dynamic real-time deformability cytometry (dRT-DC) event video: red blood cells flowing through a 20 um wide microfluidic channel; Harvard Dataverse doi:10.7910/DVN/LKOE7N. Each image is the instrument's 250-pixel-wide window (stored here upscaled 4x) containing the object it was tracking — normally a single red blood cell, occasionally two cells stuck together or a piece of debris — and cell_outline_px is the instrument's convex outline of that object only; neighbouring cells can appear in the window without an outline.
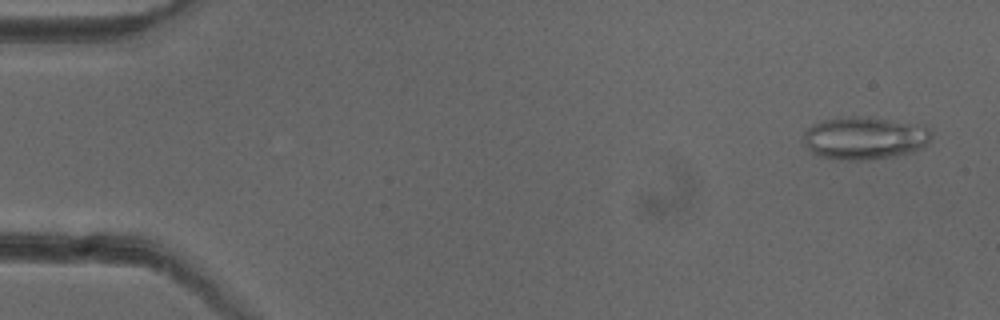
{"species": "common noctule bat (a hibernating species)", "species_latin": "Nyctalus noctula", "temperature_condition": "cold", "stored_images_in_passage": 52, "camera_frame_rate_fps": 3000, "um_per_image_px": 0.085, "animal": {"sex": "female"}, "frame": {"image": 1, "passage_image": 3, "time_ms": 0.667, "image_size_px": [1000, 320], "cell_outline_px": [[932, 136], [920, 148], [912, 152], [892, 156], [864, 160], [848, 160], [816, 156], [804, 144], [804, 132], [808, 128], [820, 120], [848, 116], [868, 116], [924, 124], [932, 132]], "centroid_in_image_um": [73.49, 11.71], "position_along_channel_um": 11.5, "area_um2": 32.14}}
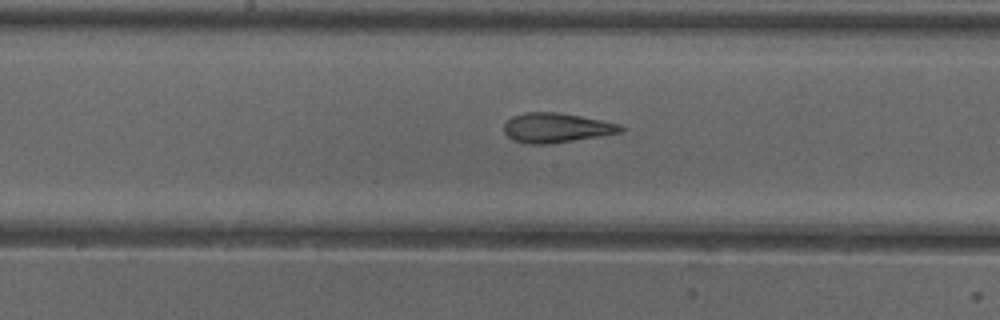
{"frame": {"image": 2, "passage_image": 27, "time_ms": 8.667, "image_size_px": [1000, 320], "cell_outline_px": [[624, 132], [548, 144], [524, 144], [512, 140], [504, 132], [504, 124], [512, 116], [524, 112], [556, 112], [580, 116], [620, 124], [624, 128]], "centroid_in_image_um": [47.25, 10.86], "position_along_channel_um": 200.9, "area_um2": 20.11}}
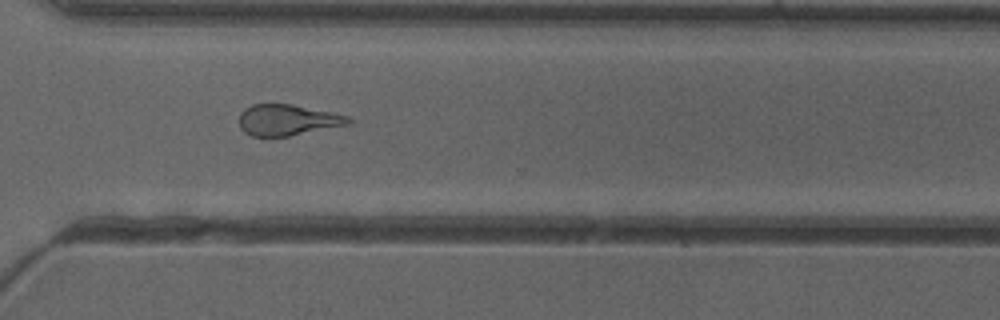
{"frame": {"image": 3, "passage_image": 38, "time_ms": 12.333, "image_size_px": [1000, 320], "cell_outline_px": [[352, 120], [348, 124], [288, 136], [252, 136], [244, 132], [240, 128], [240, 112], [244, 108], [252, 104], [292, 104], [348, 116]], "centroid_in_image_um": [24.38, 10.19], "position_along_channel_um": 346.2, "area_um2": 19.48}, "authors_computed_cell_mechanics": {"area_um2": 21.2704, "velocity_mm_per_s": 3.9827, "shape_relaxation_time_tau1_ms": 6.1688, "shape_relaxation_time_tau2_ms": 1.7376, "deformation_change_tau1": 0.1804, "deformation_change_tau2": 0.1135}}